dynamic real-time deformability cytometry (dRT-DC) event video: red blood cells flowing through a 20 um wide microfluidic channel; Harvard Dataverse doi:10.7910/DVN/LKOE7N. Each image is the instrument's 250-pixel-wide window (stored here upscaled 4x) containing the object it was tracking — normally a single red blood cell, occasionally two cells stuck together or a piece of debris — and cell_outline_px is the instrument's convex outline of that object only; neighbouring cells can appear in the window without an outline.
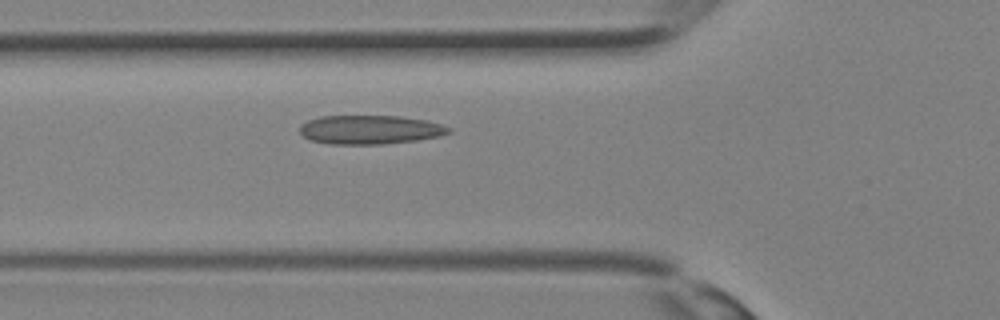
{"species": "Egyptian fruit bat (a non-hibernating species)", "species_latin": "Rousettus aegyptiacus", "temperature_condition": "room temperature", "stored_images_in_passage": 30, "camera_frame_rate_fps": 3000, "um_per_image_px": 0.085, "animal": {"sex": "female"}, "frame": {"image": 1, "passage_image": 9, "time_ms": 2.667, "image_size_px": [1000, 320], "cell_outline_px": [[452, 132], [440, 136], [416, 140], [384, 144], [328, 144], [308, 140], [300, 132], [300, 124], [308, 120], [320, 116], [400, 116], [428, 120], [452, 128]], "centroid_in_image_um": [31.45, 11.02], "position_along_channel_um": 94.3, "area_um2": 25.32}}
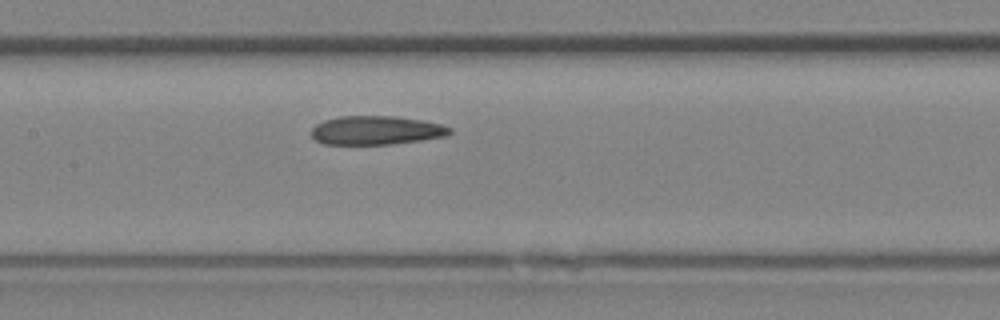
{"frame": {"image": 2, "passage_image": 13, "time_ms": 4.0, "image_size_px": [1000, 320], "cell_outline_px": [[452, 132], [448, 136], [392, 144], [324, 144], [316, 140], [312, 136], [312, 128], [316, 124], [324, 120], [340, 116], [396, 116], [424, 120], [440, 124], [452, 128]], "centroid_in_image_um": [32.0, 11.07], "position_along_channel_um": 175.4, "area_um2": 23.29}}
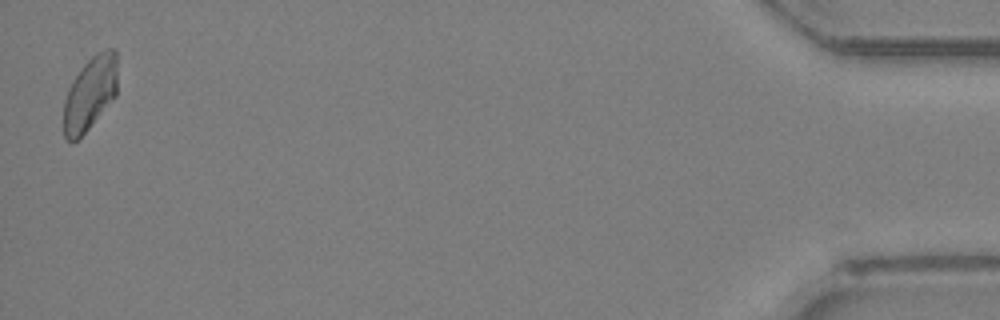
{"frame": {"image": 3, "passage_image": 30, "time_ms": 9.667, "image_size_px": [1000, 320], "cell_outline_px": [[116, 96], [88, 128], [72, 144], [64, 136], [64, 100], [68, 88], [72, 80], [80, 68], [96, 52], [104, 48], [112, 48], [116, 52]], "centroid_in_image_um": [7.64, 7.91], "position_along_channel_um": 427.6, "area_um2": 23.0}}